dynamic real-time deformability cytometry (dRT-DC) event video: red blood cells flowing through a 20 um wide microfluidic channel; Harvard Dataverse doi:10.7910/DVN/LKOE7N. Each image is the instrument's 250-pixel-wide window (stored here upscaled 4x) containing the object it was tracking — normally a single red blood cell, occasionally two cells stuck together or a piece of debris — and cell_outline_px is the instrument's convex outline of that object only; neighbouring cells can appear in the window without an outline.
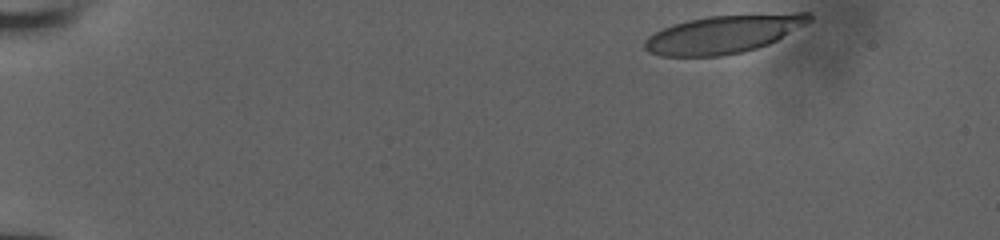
{"species": "human", "species_latin": "Homo sapiens", "temperature_condition": "room temperature", "stored_images_in_passage": 12, "camera_frame_rate_fps": 3000, "um_per_image_px": 0.085, "donor": {"sex": "male"}, "frame": {"image": 1, "passage_image": 1, "time_ms": 0.0, "image_size_px": [1000, 240], "cell_outline_px": [[812, 20], [776, 40], [768, 44], [756, 48], [740, 52], [720, 56], [660, 56], [648, 52], [644, 48], [644, 40], [648, 36], [664, 28], [688, 20], [708, 16], [796, 12], [808, 12], [812, 16]], "centroid_in_image_um": [61.49, 2.89], "position_along_channel_um": 23.5, "area_um2": 36.3}}